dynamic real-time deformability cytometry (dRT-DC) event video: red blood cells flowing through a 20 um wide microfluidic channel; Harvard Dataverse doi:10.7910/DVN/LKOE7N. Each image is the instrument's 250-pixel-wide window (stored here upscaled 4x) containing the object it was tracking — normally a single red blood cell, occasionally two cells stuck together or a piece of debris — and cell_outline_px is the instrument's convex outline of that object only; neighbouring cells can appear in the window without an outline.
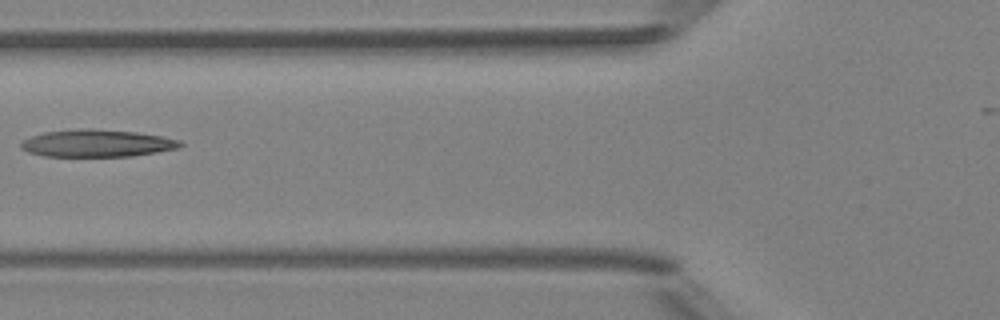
{"species": "Egyptian fruit bat (a non-hibernating species)", "species_latin": "Rousettus aegyptiacus", "temperature_condition": "room temperature", "stored_images_in_passage": 5, "camera_frame_rate_fps": 3000, "um_per_image_px": 0.085, "animal": {"sex": "female"}, "frame": {"image": 1, "passage_image": 5, "time_ms": 4.667, "image_size_px": [1000, 320], "cell_outline_px": [[184, 144], [176, 148], [156, 152], [132, 156], [44, 156], [28, 152], [20, 148], [20, 144], [24, 140], [32, 136], [44, 132], [88, 128], [136, 132], [160, 136], [180, 140]], "centroid_in_image_um": [8.22, 12.18], "position_along_channel_um": 117.6, "area_um2": 25.09}}